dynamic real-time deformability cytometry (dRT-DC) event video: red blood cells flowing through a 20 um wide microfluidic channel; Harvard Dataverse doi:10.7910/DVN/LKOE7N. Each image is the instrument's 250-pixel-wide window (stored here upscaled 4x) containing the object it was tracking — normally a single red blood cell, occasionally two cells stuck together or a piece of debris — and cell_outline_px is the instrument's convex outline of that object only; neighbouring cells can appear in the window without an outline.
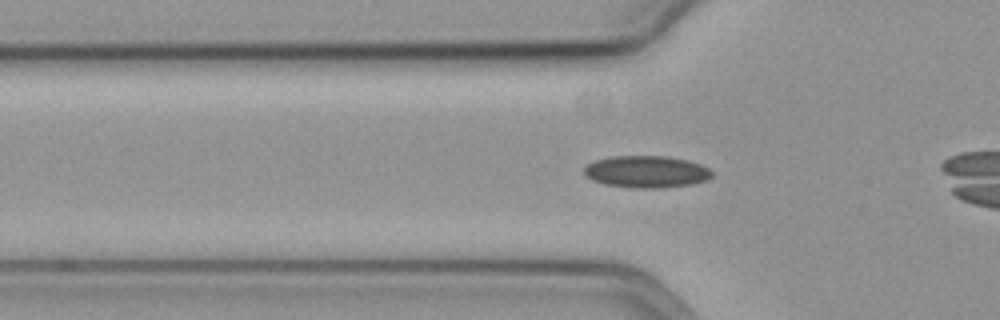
{"species": "common noctule bat (a hibernating species)", "species_latin": "Nyctalus noctula", "temperature_condition": "cold", "stored_images_in_passage": 32, "camera_frame_rate_fps": 3000, "um_per_image_px": 0.085, "animal": {"sex": "female", "body_mass_g": 19.3, "forearm_length_mm": 54.1}, "frame": {"image": 1, "passage_image": 7, "time_ms": 2.0, "image_size_px": [1000, 320], "cell_outline_px": [[712, 176], [708, 180], [692, 184], [660, 188], [632, 188], [604, 184], [592, 180], [584, 172], [584, 168], [588, 164], [596, 160], [612, 156], [664, 156], [688, 160], [700, 164], [708, 168], [712, 172]], "centroid_in_image_um": [54.96, 14.6], "position_along_channel_um": 70.8, "area_um2": 23.81}}
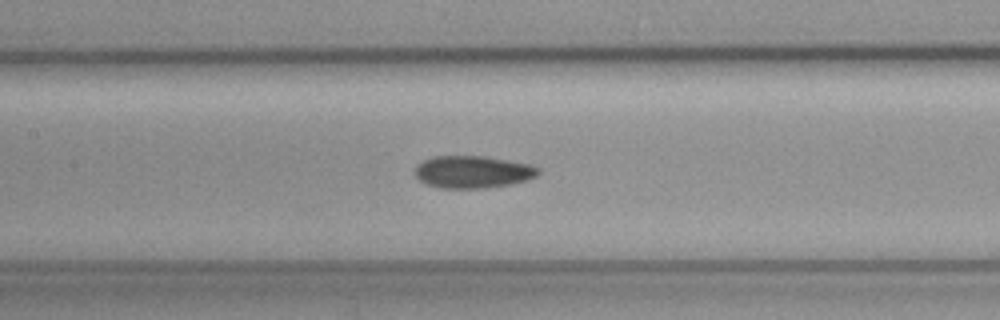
{"frame": {"image": 2, "passage_image": 15, "time_ms": 4.667, "image_size_px": [1000, 320], "cell_outline_px": [[540, 172], [536, 176], [528, 180], [512, 184], [484, 188], [440, 188], [428, 184], [420, 180], [416, 176], [416, 164], [432, 156], [484, 156], [532, 164], [540, 168]], "centroid_in_image_um": [40.22, 14.61], "position_along_channel_um": 167.2, "area_um2": 23.35}}
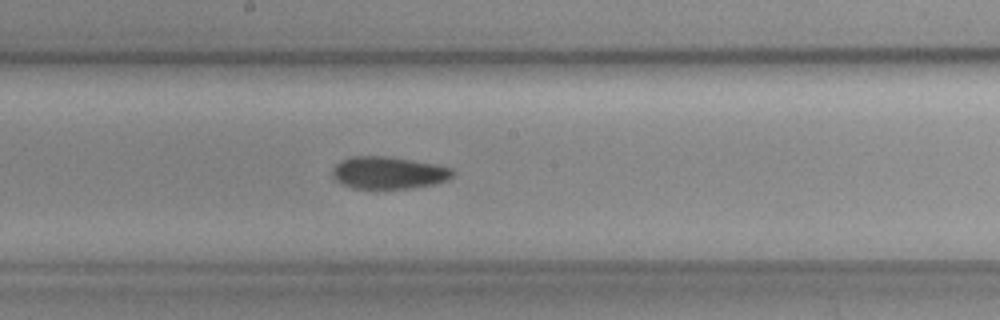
{"frame": {"image": 3, "passage_image": 19, "time_ms": 6.0, "image_size_px": [1000, 320], "cell_outline_px": [[456, 172], [448, 180], [432, 184], [412, 188], [352, 188], [336, 180], [332, 176], [332, 168], [340, 160], [352, 156], [384, 156], [412, 160], [436, 164], [452, 168]], "centroid_in_image_um": [33.03, 14.67], "position_along_channel_um": 215.2, "area_um2": 22.6}}